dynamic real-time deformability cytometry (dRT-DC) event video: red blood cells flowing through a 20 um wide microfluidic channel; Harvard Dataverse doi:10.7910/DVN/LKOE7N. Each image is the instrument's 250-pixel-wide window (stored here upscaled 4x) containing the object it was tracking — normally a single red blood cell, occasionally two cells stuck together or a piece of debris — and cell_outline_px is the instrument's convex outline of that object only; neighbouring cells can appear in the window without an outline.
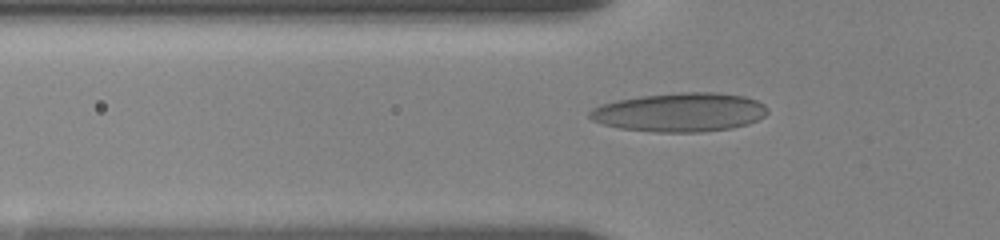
{"species": "human", "species_latin": "Homo sapiens", "temperature_condition": "room temperature", "stored_images_in_passage": 41, "camera_frame_rate_fps": 3000, "um_per_image_px": 0.085, "donor": {"sex": "female"}, "frame": {"image": 1, "passage_image": 5, "time_ms": 1.333, "image_size_px": [1000, 240], "cell_outline_px": [[768, 112], [764, 116], [748, 124], [732, 128], [700, 132], [656, 132], [620, 128], [604, 124], [592, 120], [588, 116], [588, 112], [592, 108], [600, 104], [616, 100], [640, 96], [680, 92], [716, 92], [744, 96], [756, 100], [764, 104], [768, 108]], "centroid_in_image_um": [57.79, 9.54], "position_along_channel_um": 68.0, "area_um2": 40.46}}
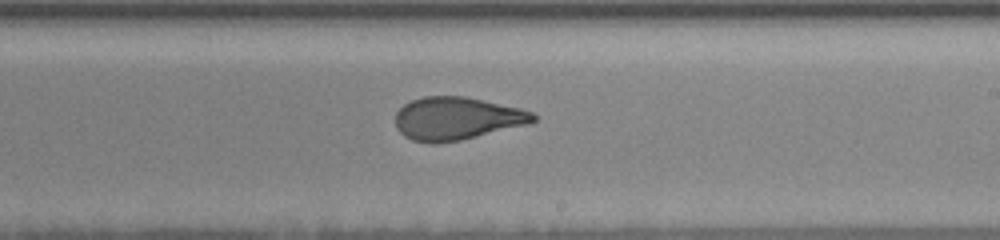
{"frame": {"image": 2, "passage_image": 20, "time_ms": 6.333, "image_size_px": [1000, 240], "cell_outline_px": [[536, 120], [528, 124], [460, 140], [436, 144], [432, 144], [412, 140], [404, 136], [396, 128], [396, 112], [404, 104], [412, 100], [424, 96], [464, 96], [520, 108], [532, 112], [536, 116]], "centroid_in_image_um": [38.8, 10.07], "position_along_channel_um": 250.2, "area_um2": 34.33}}
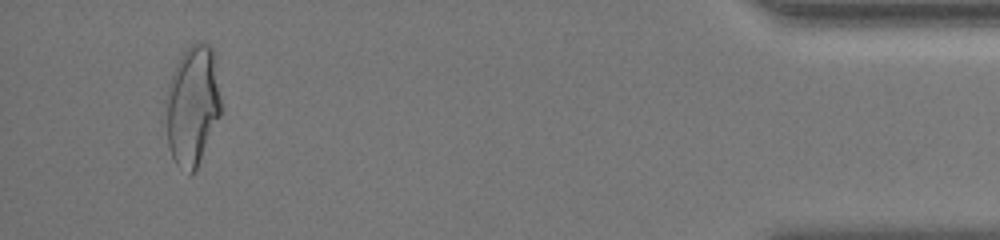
{"frame": {"image": 3, "passage_image": 39, "time_ms": 12.667, "image_size_px": [1000, 240], "cell_outline_px": [[220, 116], [196, 168], [192, 172], [176, 164], [172, 156], [168, 144], [168, 84], [176, 64], [180, 56], [192, 44], [208, 44], [212, 48], [216, 56], [220, 100]], "centroid_in_image_um": [16.4, 8.91], "position_along_channel_um": 418.8, "area_um2": 37.4}}